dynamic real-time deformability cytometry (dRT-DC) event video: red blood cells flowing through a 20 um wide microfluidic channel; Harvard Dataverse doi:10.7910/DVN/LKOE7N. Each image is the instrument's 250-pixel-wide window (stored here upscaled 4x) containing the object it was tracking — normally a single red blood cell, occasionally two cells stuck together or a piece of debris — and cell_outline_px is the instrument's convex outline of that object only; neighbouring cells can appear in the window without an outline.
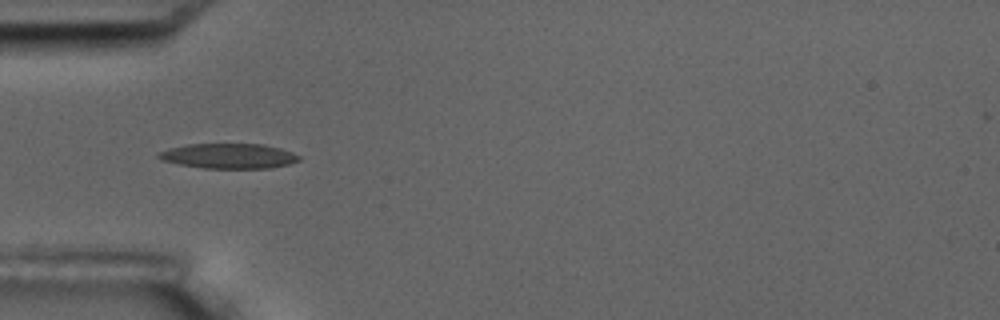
{"species": "common noctule bat (a hibernating species)", "species_latin": "Nyctalus noctula", "temperature_condition": "room temperature", "stored_images_in_passage": 7, "camera_frame_rate_fps": 3000, "um_per_image_px": 0.085, "animal": {"sex": "male", "body_mass_g": 17.5, "forearm_length_mm": 52.3}, "frame": {"image": 1, "passage_image": 3, "time_ms": 3.333, "image_size_px": [1000, 320], "cell_outline_px": [[300, 160], [288, 164], [268, 168], [204, 168], [180, 164], [160, 160], [156, 156], [156, 152], [168, 148], [188, 144], [264, 144], [280, 148], [292, 152], [300, 156]], "centroid_in_image_um": [19.4, 13.25], "position_along_channel_um": 65.6, "area_um2": 20.52}}
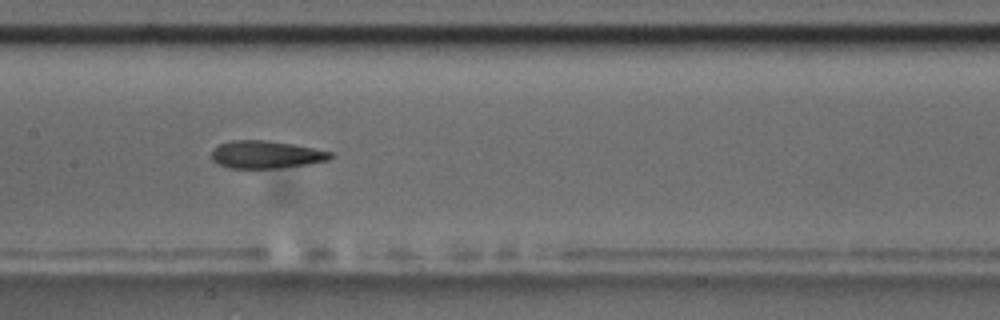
{"frame": {"image": 2, "passage_image": 6, "time_ms": 6.667, "image_size_px": [1000, 320], "cell_outline_px": [[332, 156], [328, 160], [308, 164], [276, 168], [228, 168], [216, 164], [212, 160], [212, 148], [220, 144], [232, 140], [268, 140], [292, 144], [332, 152]], "centroid_in_image_um": [22.56, 13.14], "position_along_channel_um": 184.8, "area_um2": 19.13}}
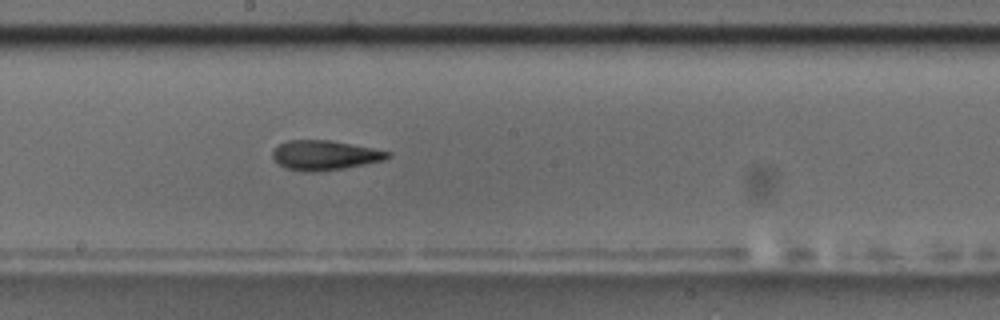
{"frame": {"image": 3, "passage_image": 7, "time_ms": 7.667, "image_size_px": [1000, 320], "cell_outline_px": [[392, 156], [384, 160], [344, 168], [316, 172], [304, 172], [288, 168], [280, 164], [272, 156], [272, 152], [280, 144], [288, 140], [328, 140], [372, 148], [392, 152]], "centroid_in_image_um": [27.63, 13.2], "position_along_channel_um": 220.6, "area_um2": 19.65}}